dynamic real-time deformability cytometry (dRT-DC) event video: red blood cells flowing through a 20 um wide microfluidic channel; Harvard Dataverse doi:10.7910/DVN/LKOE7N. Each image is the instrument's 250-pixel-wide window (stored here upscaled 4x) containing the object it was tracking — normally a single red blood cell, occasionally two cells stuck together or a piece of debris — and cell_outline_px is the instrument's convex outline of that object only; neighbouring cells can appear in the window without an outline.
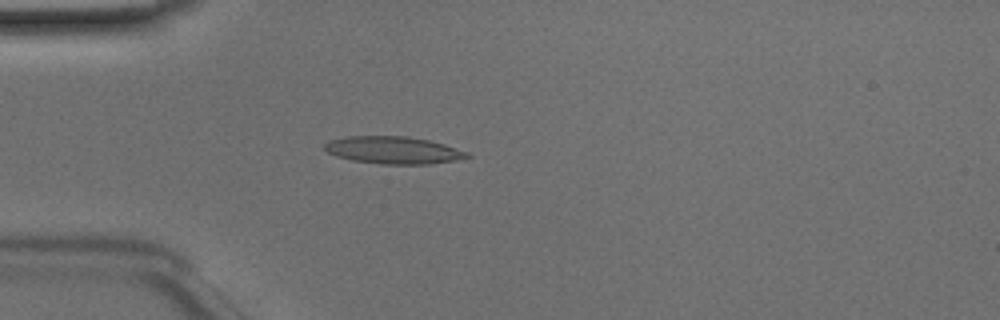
{"species": "Egyptian fruit bat (a non-hibernating species)", "species_latin": "Rousettus aegyptiacus", "temperature_condition": "room temperature", "stored_images_in_passage": 49, "camera_frame_rate_fps": 3000, "um_per_image_px": 0.085, "animal": {"sex": "male"}, "frame": {"image": 1, "passage_image": 14, "time_ms": 4.333, "image_size_px": [1000, 320], "cell_outline_px": [[472, 156], [456, 160], [428, 164], [380, 164], [352, 160], [336, 156], [328, 152], [324, 148], [324, 144], [328, 140], [348, 136], [408, 136], [428, 140], [444, 144], [468, 152]], "centroid_in_image_um": [33.42, 12.76], "position_along_channel_um": 51.6, "area_um2": 22.72}}
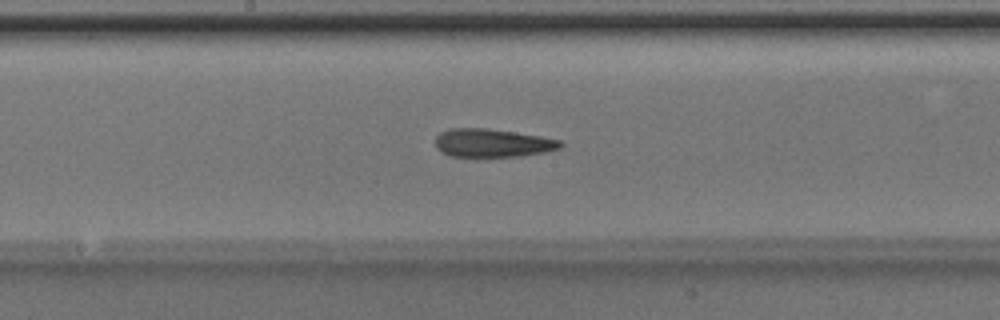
{"frame": {"image": 2, "passage_image": 26, "time_ms": 8.333, "image_size_px": [1000, 320], "cell_outline_px": [[564, 144], [560, 148], [544, 152], [520, 156], [448, 156], [440, 152], [436, 148], [436, 136], [440, 132], [448, 128], [488, 128], [540, 136], [560, 140]], "centroid_in_image_um": [41.82, 12.15], "position_along_channel_um": 206.4, "area_um2": 20.63}}
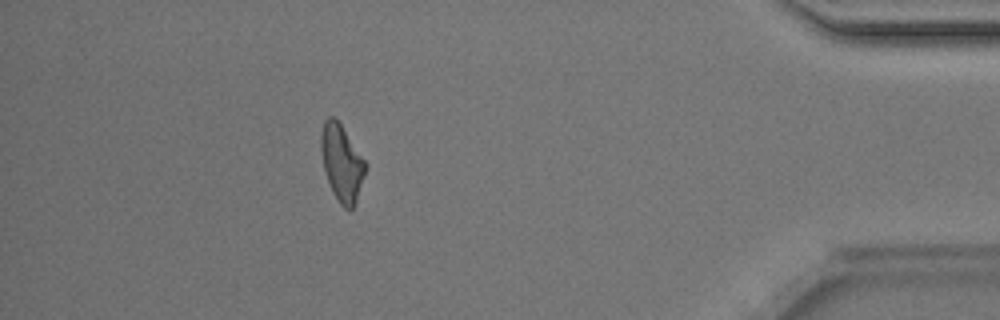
{"frame": {"image": 3, "passage_image": 44, "time_ms": 14.333, "image_size_px": [1000, 320], "cell_outline_px": [[368, 168], [356, 200], [352, 208], [344, 208], [340, 204], [324, 172], [320, 148], [320, 136], [324, 120], [328, 116], [332, 116], [340, 124], [368, 164]], "centroid_in_image_um": [29.05, 13.82], "position_along_channel_um": 406.1, "area_um2": 19.65}, "authors_computed_cell_mechanics": {"area_um2": 21.2126, "velocity_mm_per_s": 4.1209, "shape_relaxation_time_tau1_ms": 4.8585, "shape_relaxation_time_tau2_ms": 2.9928, "deformation_change_tau1": 0.1415, "deformation_change_tau2": 0.1403}}